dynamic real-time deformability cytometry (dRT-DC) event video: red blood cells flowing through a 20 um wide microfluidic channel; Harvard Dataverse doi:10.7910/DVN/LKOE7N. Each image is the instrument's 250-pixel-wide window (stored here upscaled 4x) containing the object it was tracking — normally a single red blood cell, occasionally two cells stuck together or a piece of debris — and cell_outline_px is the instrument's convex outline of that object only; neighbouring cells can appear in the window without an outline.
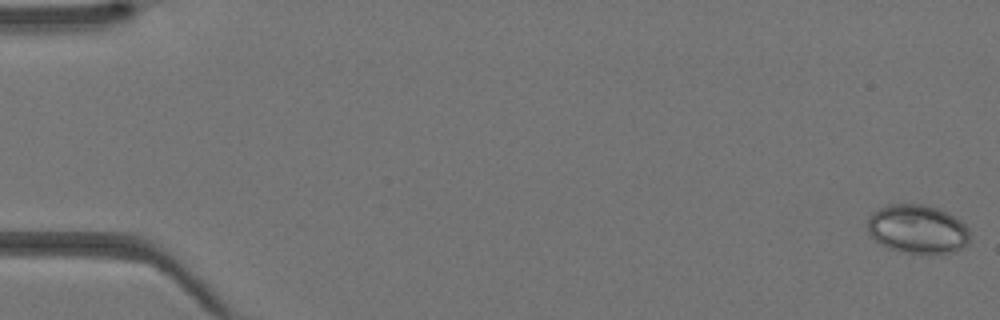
{"species": "Egyptian fruit bat (a non-hibernating species)", "species_latin": "Rousettus aegyptiacus", "temperature_condition": "warm", "stored_images_in_passage": 38, "camera_frame_rate_fps": 3000, "um_per_image_px": 0.085, "animal": {"sex": "female"}, "frame": {"image": 1, "passage_image": 1, "time_ms": 0.0, "image_size_px": [1000, 320], "cell_outline_px": [[968, 244], [964, 248], [956, 252], [908, 252], [888, 248], [876, 240], [868, 232], [868, 220], [872, 212], [888, 204], [920, 204], [936, 208], [960, 220], [968, 228]], "centroid_in_image_um": [77.98, 19.46], "position_along_channel_um": 7.0, "area_um2": 28.55}}
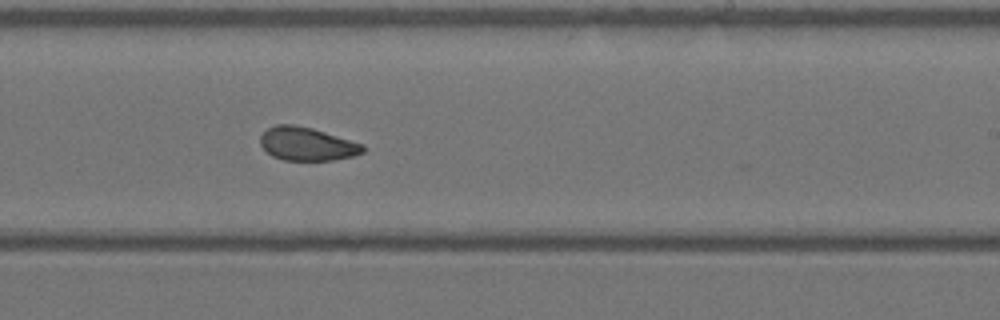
{"frame": {"image": 2, "passage_image": 27, "time_ms": 8.667, "image_size_px": [1000, 320], "cell_outline_px": [[364, 152], [352, 156], [332, 160], [284, 160], [272, 156], [260, 144], [260, 136], [268, 128], [276, 124], [296, 124], [312, 128], [364, 144]], "centroid_in_image_um": [26.09, 12.22], "position_along_channel_um": 262.9, "area_um2": 19.88}}
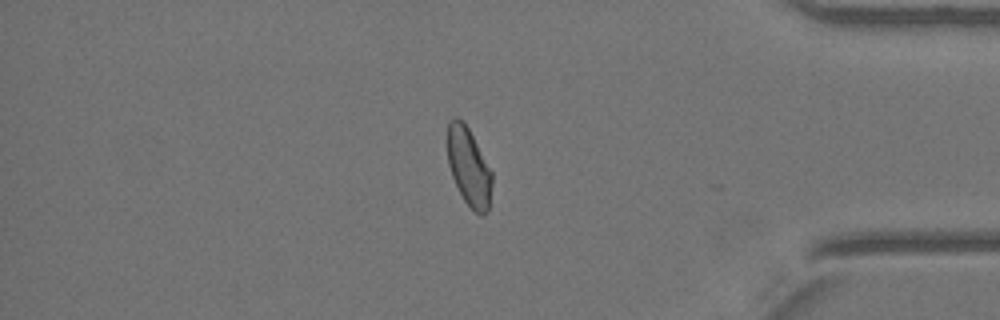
{"frame": {"image": 3, "passage_image": 37, "time_ms": 12.0, "image_size_px": [1000, 320], "cell_outline_px": [[492, 184], [488, 212], [480, 216], [464, 200], [452, 176], [448, 164], [448, 120], [452, 116], [456, 116], [464, 120], [492, 172]], "centroid_in_image_um": [39.85, 14.15], "position_along_channel_um": 395.4, "area_um2": 20.23}}